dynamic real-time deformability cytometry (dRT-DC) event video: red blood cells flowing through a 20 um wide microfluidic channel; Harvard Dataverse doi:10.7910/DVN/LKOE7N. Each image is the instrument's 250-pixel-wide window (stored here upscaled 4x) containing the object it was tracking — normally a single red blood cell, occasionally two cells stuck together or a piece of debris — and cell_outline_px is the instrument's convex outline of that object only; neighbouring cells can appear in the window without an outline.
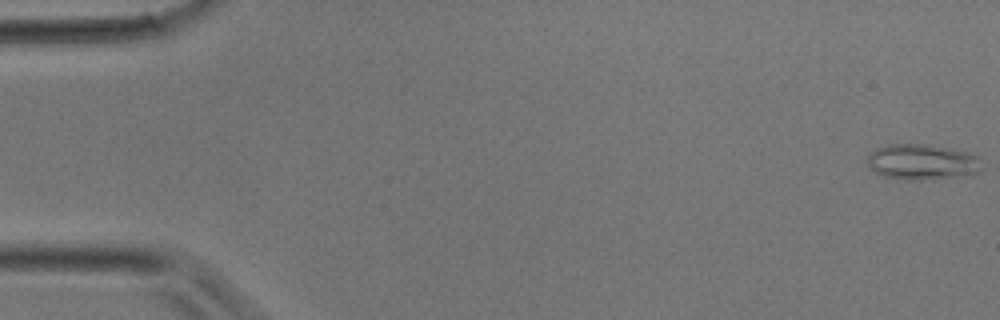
{"species": "common noctule bat (a hibernating species)", "species_latin": "Nyctalus noctula", "temperature_condition": "room temperature", "stored_images_in_passage": 35, "camera_frame_rate_fps": 3000, "um_per_image_px": 0.085, "animal": {"sex": "male", "body_mass_g": 17.9}, "frame": {"image": 1, "passage_image": 1, "time_ms": 0.0, "image_size_px": [1000, 320], "cell_outline_px": [[980, 168], [972, 176], [920, 180], [908, 180], [884, 176], [876, 172], [868, 164], [868, 156], [876, 148], [888, 144], [928, 144], [948, 148], [964, 152], [976, 156]], "centroid_in_image_um": [78.36, 13.78], "position_along_channel_um": 6.6, "area_um2": 23.52}}
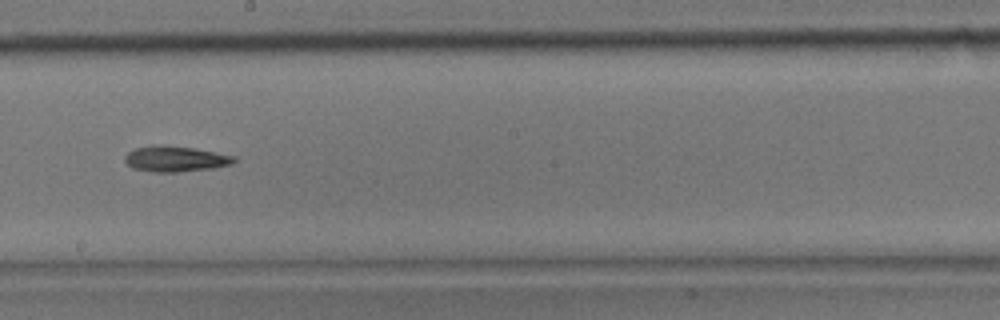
{"frame": {"image": 2, "passage_image": 20, "time_ms": 6.333, "image_size_px": [1000, 320], "cell_outline_px": [[236, 160], [232, 164], [212, 168], [180, 172], [152, 172], [132, 168], [124, 160], [124, 156], [128, 152], [136, 148], [192, 148], [216, 152], [236, 156]], "centroid_in_image_um": [14.96, 13.56], "position_along_channel_um": 233.2, "area_um2": 15.55}}
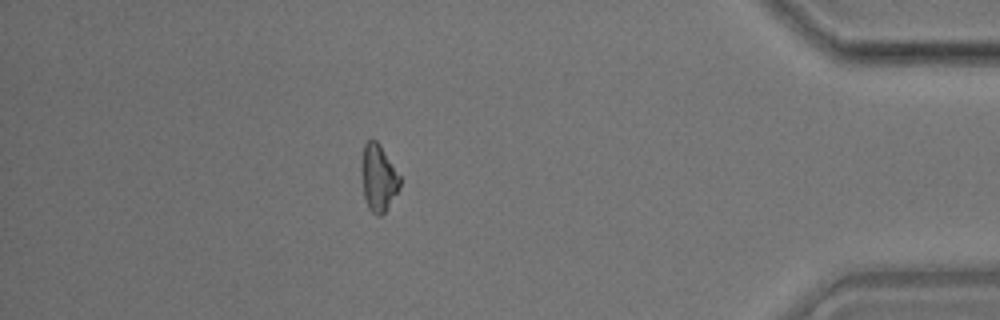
{"frame": {"image": 3, "passage_image": 31, "time_ms": 10.0, "image_size_px": [1000, 320], "cell_outline_px": [[400, 188], [384, 212], [380, 216], [376, 216], [368, 208], [364, 196], [360, 168], [364, 144], [368, 140], [376, 140], [380, 144], [400, 176]], "centroid_in_image_um": [32.15, 15.11], "position_along_channel_um": 403.1, "area_um2": 14.97}}